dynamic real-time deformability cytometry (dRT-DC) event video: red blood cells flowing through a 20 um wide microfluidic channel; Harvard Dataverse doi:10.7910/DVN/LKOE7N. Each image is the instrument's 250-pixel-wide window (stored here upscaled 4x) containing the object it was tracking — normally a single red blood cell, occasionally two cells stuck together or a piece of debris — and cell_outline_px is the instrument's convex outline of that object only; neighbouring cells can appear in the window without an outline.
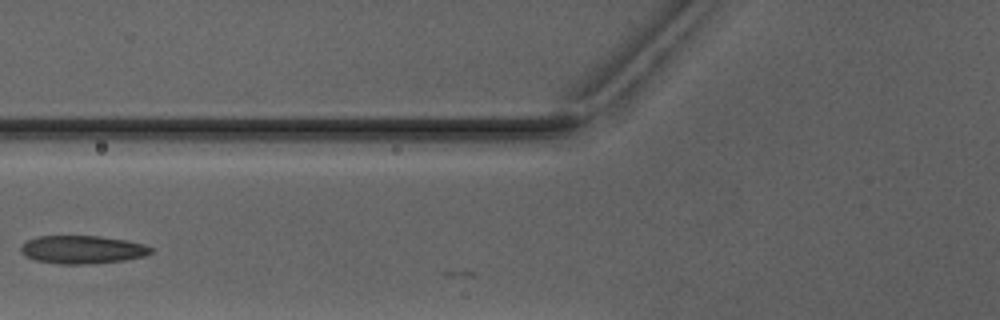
{"species": "Egyptian fruit bat (a non-hibernating species)", "species_latin": "Rousettus aegyptiacus", "temperature_condition": "warm", "stored_images_in_passage": 4, "camera_frame_rate_fps": 3000, "um_per_image_px": 0.085, "animal": {"sex": "male"}, "frame": {"image": 1, "passage_image": 3, "time_ms": 2.667, "image_size_px": [1000, 320], "cell_outline_px": [[156, 252], [144, 256], [124, 260], [92, 264], [56, 264], [36, 260], [24, 256], [20, 252], [20, 248], [28, 240], [36, 236], [100, 236], [124, 240], [144, 244], [156, 248]], "centroid_in_image_um": [7.04, 21.22], "position_along_channel_um": 118.8, "area_um2": 21.56}}